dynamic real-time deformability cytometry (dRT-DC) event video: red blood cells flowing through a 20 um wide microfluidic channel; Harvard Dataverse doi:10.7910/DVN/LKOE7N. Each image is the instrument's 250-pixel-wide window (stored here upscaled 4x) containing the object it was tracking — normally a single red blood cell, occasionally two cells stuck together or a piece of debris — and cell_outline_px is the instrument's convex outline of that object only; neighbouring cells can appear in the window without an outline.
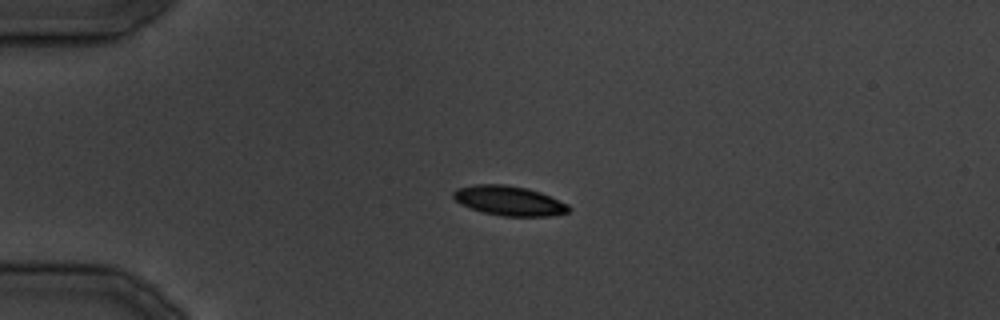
{"species": "common noctule bat (a hibernating species)", "species_latin": "Nyctalus noctula", "temperature_condition": "cold", "stored_images_in_passage": 20, "camera_frame_rate_fps": 3000, "um_per_image_px": 0.085, "animal": {"sex": "male", "body_mass_g": 19.5, "forearm_length_mm": 54.6}, "frame": {"image": 1, "passage_image": 9, "time_ms": 9.333, "image_size_px": [1000, 320], "cell_outline_px": [[572, 208], [568, 212], [552, 216], [504, 216], [484, 212], [460, 204], [452, 196], [452, 192], [456, 188], [476, 184], [504, 184], [528, 188], [540, 192], [568, 204]], "centroid_in_image_um": [43.28, 17.05], "position_along_channel_um": 41.7, "area_um2": 19.94}}
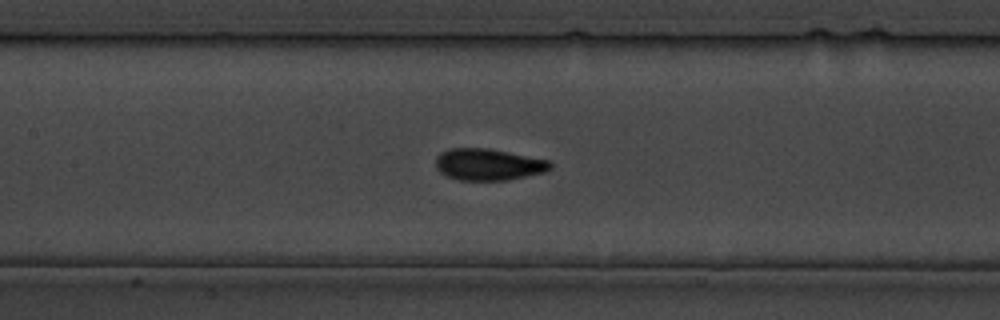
{"frame": {"image": 2, "passage_image": 17, "time_ms": 19.333, "image_size_px": [1000, 320], "cell_outline_px": [[552, 168], [544, 172], [508, 180], [460, 180], [448, 176], [440, 172], [436, 168], [436, 156], [440, 152], [448, 148], [488, 148], [548, 160], [552, 164]], "centroid_in_image_um": [41.48, 13.97], "position_along_channel_um": 165.9, "area_um2": 21.1}}
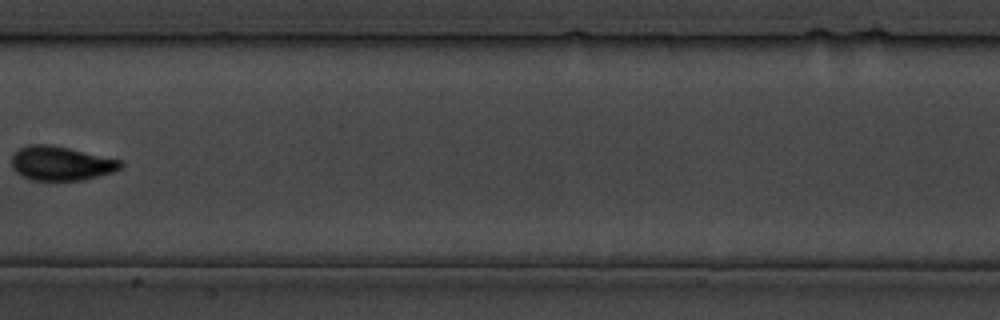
{"frame": {"image": 3, "passage_image": 19, "time_ms": 21.667, "image_size_px": [1000, 320], "cell_outline_px": [[124, 164], [120, 168], [112, 172], [80, 180], [32, 180], [16, 172], [12, 168], [12, 156], [20, 148], [28, 144], [48, 144], [68, 148], [124, 160]], "centroid_in_image_um": [5.2, 13.87], "position_along_channel_um": 202.2, "area_um2": 21.56}}